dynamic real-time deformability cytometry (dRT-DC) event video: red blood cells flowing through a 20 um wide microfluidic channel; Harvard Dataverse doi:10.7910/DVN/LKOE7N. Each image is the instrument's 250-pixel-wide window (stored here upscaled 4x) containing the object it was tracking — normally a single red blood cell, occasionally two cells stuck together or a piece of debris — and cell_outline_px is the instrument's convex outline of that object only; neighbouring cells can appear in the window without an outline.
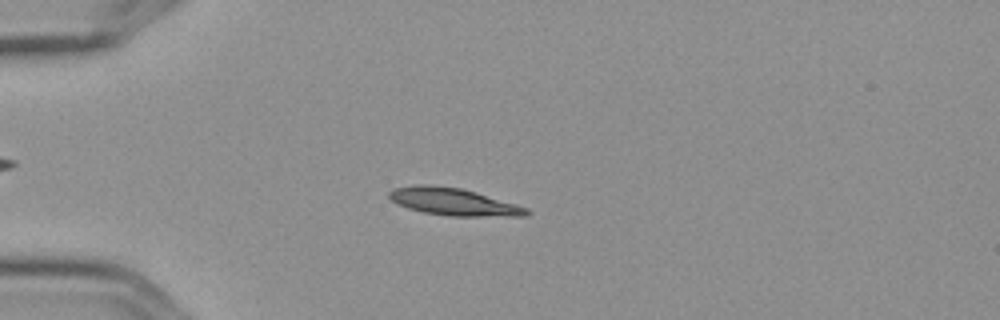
{"species": "Egyptian fruit bat (a non-hibernating species)", "species_latin": "Rousettus aegyptiacus", "temperature_condition": "cold", "stored_images_in_passage": 6, "camera_frame_rate_fps": 3000, "um_per_image_px": 0.085, "frame": {"image": 1, "passage_image": 4, "time_ms": 1.0, "image_size_px": [1000, 320], "cell_outline_px": [[532, 212], [528, 216], [452, 216], [424, 212], [408, 208], [396, 204], [388, 196], [388, 192], [392, 188], [416, 184], [428, 184], [460, 188], [476, 192], [516, 204], [528, 208]], "centroid_in_image_um": [38.54, 17.14], "position_along_channel_um": 46.5, "area_um2": 21.96}}
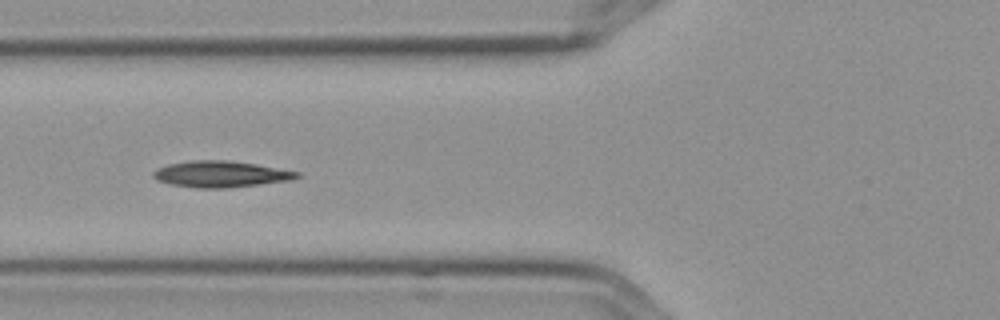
{"frame": {"image": 2, "passage_image": 6, "time_ms": 1.667, "image_size_px": [1000, 320], "cell_outline_px": [[300, 176], [292, 180], [224, 188], [196, 188], [172, 184], [156, 180], [152, 176], [152, 172], [156, 168], [168, 164], [192, 160], [224, 160], [256, 164], [300, 172]], "centroid_in_image_um": [18.73, 14.79], "position_along_channel_um": 107.1, "area_um2": 21.91}}